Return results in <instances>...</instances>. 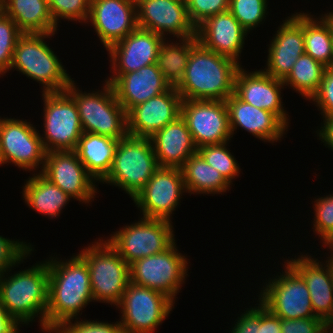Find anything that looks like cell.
Listing matches in <instances>:
<instances>
[{"instance_id": "816d5d0a", "label": "cell", "mask_w": 333, "mask_h": 333, "mask_svg": "<svg viewBox=\"0 0 333 333\" xmlns=\"http://www.w3.org/2000/svg\"><path fill=\"white\" fill-rule=\"evenodd\" d=\"M45 332L47 331L48 333H53V332H55V333H61L58 329H56V330H44Z\"/></svg>"}, {"instance_id": "60d3db41", "label": "cell", "mask_w": 333, "mask_h": 333, "mask_svg": "<svg viewBox=\"0 0 333 333\" xmlns=\"http://www.w3.org/2000/svg\"><path fill=\"white\" fill-rule=\"evenodd\" d=\"M186 4L189 19L196 28L207 18L229 10V0H189Z\"/></svg>"}, {"instance_id": "ba28073f", "label": "cell", "mask_w": 333, "mask_h": 333, "mask_svg": "<svg viewBox=\"0 0 333 333\" xmlns=\"http://www.w3.org/2000/svg\"><path fill=\"white\" fill-rule=\"evenodd\" d=\"M42 96L45 137L41 139L46 152L75 151L83 134L76 102L66 90Z\"/></svg>"}, {"instance_id": "9a60e30c", "label": "cell", "mask_w": 333, "mask_h": 333, "mask_svg": "<svg viewBox=\"0 0 333 333\" xmlns=\"http://www.w3.org/2000/svg\"><path fill=\"white\" fill-rule=\"evenodd\" d=\"M185 191L181 169L159 167L133 201L144 218L171 221V214Z\"/></svg>"}, {"instance_id": "7c38bea8", "label": "cell", "mask_w": 333, "mask_h": 333, "mask_svg": "<svg viewBox=\"0 0 333 333\" xmlns=\"http://www.w3.org/2000/svg\"><path fill=\"white\" fill-rule=\"evenodd\" d=\"M283 267L285 271L280 276L263 286L259 302L281 319L316 317L303 278L286 261Z\"/></svg>"}, {"instance_id": "484cf974", "label": "cell", "mask_w": 333, "mask_h": 333, "mask_svg": "<svg viewBox=\"0 0 333 333\" xmlns=\"http://www.w3.org/2000/svg\"><path fill=\"white\" fill-rule=\"evenodd\" d=\"M111 85L118 102L127 113L133 107L164 93L171 87L156 63L124 73Z\"/></svg>"}, {"instance_id": "ab89813d", "label": "cell", "mask_w": 333, "mask_h": 333, "mask_svg": "<svg viewBox=\"0 0 333 333\" xmlns=\"http://www.w3.org/2000/svg\"><path fill=\"white\" fill-rule=\"evenodd\" d=\"M34 251L31 244L18 242L0 236V275L6 271H11L12 267L21 262L23 259Z\"/></svg>"}, {"instance_id": "e0dca14e", "label": "cell", "mask_w": 333, "mask_h": 333, "mask_svg": "<svg viewBox=\"0 0 333 333\" xmlns=\"http://www.w3.org/2000/svg\"><path fill=\"white\" fill-rule=\"evenodd\" d=\"M163 38L150 30L137 27L122 40L111 45L109 52L113 72L106 82L112 84L120 75L139 70L157 62Z\"/></svg>"}, {"instance_id": "44dd1931", "label": "cell", "mask_w": 333, "mask_h": 333, "mask_svg": "<svg viewBox=\"0 0 333 333\" xmlns=\"http://www.w3.org/2000/svg\"><path fill=\"white\" fill-rule=\"evenodd\" d=\"M273 38L268 48L267 67L263 71L284 80L298 58L305 54L304 12L285 19Z\"/></svg>"}, {"instance_id": "5b68a950", "label": "cell", "mask_w": 333, "mask_h": 333, "mask_svg": "<svg viewBox=\"0 0 333 333\" xmlns=\"http://www.w3.org/2000/svg\"><path fill=\"white\" fill-rule=\"evenodd\" d=\"M158 168L151 139L127 135L119 139L111 169L101 182L118 186L133 200Z\"/></svg>"}, {"instance_id": "52a82bcc", "label": "cell", "mask_w": 333, "mask_h": 333, "mask_svg": "<svg viewBox=\"0 0 333 333\" xmlns=\"http://www.w3.org/2000/svg\"><path fill=\"white\" fill-rule=\"evenodd\" d=\"M97 241L78 255L88 266L94 301L118 306L130 282V265L107 240Z\"/></svg>"}, {"instance_id": "f35d334b", "label": "cell", "mask_w": 333, "mask_h": 333, "mask_svg": "<svg viewBox=\"0 0 333 333\" xmlns=\"http://www.w3.org/2000/svg\"><path fill=\"white\" fill-rule=\"evenodd\" d=\"M91 0H48L50 14L58 26L61 19L87 23Z\"/></svg>"}, {"instance_id": "4fadbf2b", "label": "cell", "mask_w": 333, "mask_h": 333, "mask_svg": "<svg viewBox=\"0 0 333 333\" xmlns=\"http://www.w3.org/2000/svg\"><path fill=\"white\" fill-rule=\"evenodd\" d=\"M181 117L197 148L232 138L225 100H182Z\"/></svg>"}, {"instance_id": "30bf717a", "label": "cell", "mask_w": 333, "mask_h": 333, "mask_svg": "<svg viewBox=\"0 0 333 333\" xmlns=\"http://www.w3.org/2000/svg\"><path fill=\"white\" fill-rule=\"evenodd\" d=\"M174 301L164 293L132 282L126 287L122 300L121 321L124 333H153L168 317Z\"/></svg>"}, {"instance_id": "11a10c76", "label": "cell", "mask_w": 333, "mask_h": 333, "mask_svg": "<svg viewBox=\"0 0 333 333\" xmlns=\"http://www.w3.org/2000/svg\"><path fill=\"white\" fill-rule=\"evenodd\" d=\"M179 1H182L184 3H187L189 0H179Z\"/></svg>"}, {"instance_id": "d4e9b609", "label": "cell", "mask_w": 333, "mask_h": 333, "mask_svg": "<svg viewBox=\"0 0 333 333\" xmlns=\"http://www.w3.org/2000/svg\"><path fill=\"white\" fill-rule=\"evenodd\" d=\"M225 102L232 137L239 126L264 142L274 143L287 131L288 127L274 113L245 103L234 93Z\"/></svg>"}, {"instance_id": "ee69618b", "label": "cell", "mask_w": 333, "mask_h": 333, "mask_svg": "<svg viewBox=\"0 0 333 333\" xmlns=\"http://www.w3.org/2000/svg\"><path fill=\"white\" fill-rule=\"evenodd\" d=\"M258 307H251L242 313L231 333H262V304Z\"/></svg>"}, {"instance_id": "9c48e42d", "label": "cell", "mask_w": 333, "mask_h": 333, "mask_svg": "<svg viewBox=\"0 0 333 333\" xmlns=\"http://www.w3.org/2000/svg\"><path fill=\"white\" fill-rule=\"evenodd\" d=\"M140 219L122 227L107 239L129 265L140 258L161 253L175 242L172 221Z\"/></svg>"}, {"instance_id": "2e32d148", "label": "cell", "mask_w": 333, "mask_h": 333, "mask_svg": "<svg viewBox=\"0 0 333 333\" xmlns=\"http://www.w3.org/2000/svg\"><path fill=\"white\" fill-rule=\"evenodd\" d=\"M40 173L82 203L91 202L97 193L95 179L87 172L75 151L46 152Z\"/></svg>"}, {"instance_id": "5bb4252c", "label": "cell", "mask_w": 333, "mask_h": 333, "mask_svg": "<svg viewBox=\"0 0 333 333\" xmlns=\"http://www.w3.org/2000/svg\"><path fill=\"white\" fill-rule=\"evenodd\" d=\"M0 148L5 164H15L25 171H34L40 164L42 171L46 150L39 131L27 120L0 118Z\"/></svg>"}, {"instance_id": "d6986e66", "label": "cell", "mask_w": 333, "mask_h": 333, "mask_svg": "<svg viewBox=\"0 0 333 333\" xmlns=\"http://www.w3.org/2000/svg\"><path fill=\"white\" fill-rule=\"evenodd\" d=\"M87 22L107 50L138 27L136 0H91Z\"/></svg>"}, {"instance_id": "1f68e13d", "label": "cell", "mask_w": 333, "mask_h": 333, "mask_svg": "<svg viewBox=\"0 0 333 333\" xmlns=\"http://www.w3.org/2000/svg\"><path fill=\"white\" fill-rule=\"evenodd\" d=\"M318 18L304 13L305 54L330 67L333 61V25L325 15Z\"/></svg>"}, {"instance_id": "f907efd6", "label": "cell", "mask_w": 333, "mask_h": 333, "mask_svg": "<svg viewBox=\"0 0 333 333\" xmlns=\"http://www.w3.org/2000/svg\"><path fill=\"white\" fill-rule=\"evenodd\" d=\"M324 15L333 25V12H329V13L327 12V14H324Z\"/></svg>"}, {"instance_id": "74e56055", "label": "cell", "mask_w": 333, "mask_h": 333, "mask_svg": "<svg viewBox=\"0 0 333 333\" xmlns=\"http://www.w3.org/2000/svg\"><path fill=\"white\" fill-rule=\"evenodd\" d=\"M314 227L323 244L329 247L333 242V194L317 198L314 201Z\"/></svg>"}, {"instance_id": "4316f807", "label": "cell", "mask_w": 333, "mask_h": 333, "mask_svg": "<svg viewBox=\"0 0 333 333\" xmlns=\"http://www.w3.org/2000/svg\"><path fill=\"white\" fill-rule=\"evenodd\" d=\"M150 139L159 167L181 169L198 150L181 116L158 130Z\"/></svg>"}, {"instance_id": "f546056e", "label": "cell", "mask_w": 333, "mask_h": 333, "mask_svg": "<svg viewBox=\"0 0 333 333\" xmlns=\"http://www.w3.org/2000/svg\"><path fill=\"white\" fill-rule=\"evenodd\" d=\"M24 185L22 194L26 205L49 218H57L71 198L40 172L34 173Z\"/></svg>"}, {"instance_id": "8fae6325", "label": "cell", "mask_w": 333, "mask_h": 333, "mask_svg": "<svg viewBox=\"0 0 333 333\" xmlns=\"http://www.w3.org/2000/svg\"><path fill=\"white\" fill-rule=\"evenodd\" d=\"M175 243L161 253L131 263L130 282L158 290L175 302V296L188 275L187 258L179 253Z\"/></svg>"}, {"instance_id": "d590c367", "label": "cell", "mask_w": 333, "mask_h": 333, "mask_svg": "<svg viewBox=\"0 0 333 333\" xmlns=\"http://www.w3.org/2000/svg\"><path fill=\"white\" fill-rule=\"evenodd\" d=\"M267 3V0H229V11L250 32L266 17Z\"/></svg>"}, {"instance_id": "836d02e7", "label": "cell", "mask_w": 333, "mask_h": 333, "mask_svg": "<svg viewBox=\"0 0 333 333\" xmlns=\"http://www.w3.org/2000/svg\"><path fill=\"white\" fill-rule=\"evenodd\" d=\"M326 67L314 60L310 55L303 54L293 65L291 72L283 80L285 86L299 92L305 100L318 92Z\"/></svg>"}, {"instance_id": "db71d44e", "label": "cell", "mask_w": 333, "mask_h": 333, "mask_svg": "<svg viewBox=\"0 0 333 333\" xmlns=\"http://www.w3.org/2000/svg\"><path fill=\"white\" fill-rule=\"evenodd\" d=\"M319 333H329L326 329V326Z\"/></svg>"}, {"instance_id": "681fc988", "label": "cell", "mask_w": 333, "mask_h": 333, "mask_svg": "<svg viewBox=\"0 0 333 333\" xmlns=\"http://www.w3.org/2000/svg\"><path fill=\"white\" fill-rule=\"evenodd\" d=\"M325 326L328 332L333 333V315L325 322Z\"/></svg>"}, {"instance_id": "f1b7e54d", "label": "cell", "mask_w": 333, "mask_h": 333, "mask_svg": "<svg viewBox=\"0 0 333 333\" xmlns=\"http://www.w3.org/2000/svg\"><path fill=\"white\" fill-rule=\"evenodd\" d=\"M118 141L87 132L80 137L75 152L96 182H101L109 173Z\"/></svg>"}, {"instance_id": "7402d4cb", "label": "cell", "mask_w": 333, "mask_h": 333, "mask_svg": "<svg viewBox=\"0 0 333 333\" xmlns=\"http://www.w3.org/2000/svg\"><path fill=\"white\" fill-rule=\"evenodd\" d=\"M284 86L283 80L263 70L248 72L240 67L235 77L234 94L245 103L274 113L288 127V114L280 94Z\"/></svg>"}, {"instance_id": "e575fe53", "label": "cell", "mask_w": 333, "mask_h": 333, "mask_svg": "<svg viewBox=\"0 0 333 333\" xmlns=\"http://www.w3.org/2000/svg\"><path fill=\"white\" fill-rule=\"evenodd\" d=\"M227 143L204 145L199 147L197 152L232 184V180L239 175L240 168L230 150H227Z\"/></svg>"}, {"instance_id": "4dcf8cb0", "label": "cell", "mask_w": 333, "mask_h": 333, "mask_svg": "<svg viewBox=\"0 0 333 333\" xmlns=\"http://www.w3.org/2000/svg\"><path fill=\"white\" fill-rule=\"evenodd\" d=\"M181 170L186 193L215 195L222 194L230 188L231 184L198 152L186 160Z\"/></svg>"}, {"instance_id": "603a6c76", "label": "cell", "mask_w": 333, "mask_h": 333, "mask_svg": "<svg viewBox=\"0 0 333 333\" xmlns=\"http://www.w3.org/2000/svg\"><path fill=\"white\" fill-rule=\"evenodd\" d=\"M327 258L325 266L307 254L286 260L303 278L310 293L314 315L324 322L333 315V257Z\"/></svg>"}, {"instance_id": "b9f144b4", "label": "cell", "mask_w": 333, "mask_h": 333, "mask_svg": "<svg viewBox=\"0 0 333 333\" xmlns=\"http://www.w3.org/2000/svg\"><path fill=\"white\" fill-rule=\"evenodd\" d=\"M65 322L58 330L61 333H124L121 324L102 321L75 320Z\"/></svg>"}, {"instance_id": "c3c4849f", "label": "cell", "mask_w": 333, "mask_h": 333, "mask_svg": "<svg viewBox=\"0 0 333 333\" xmlns=\"http://www.w3.org/2000/svg\"><path fill=\"white\" fill-rule=\"evenodd\" d=\"M323 125L318 129L319 140L333 150V115L323 116Z\"/></svg>"}, {"instance_id": "6da1fadb", "label": "cell", "mask_w": 333, "mask_h": 333, "mask_svg": "<svg viewBox=\"0 0 333 333\" xmlns=\"http://www.w3.org/2000/svg\"><path fill=\"white\" fill-rule=\"evenodd\" d=\"M54 258L47 260L49 292L45 330H56L67 321L79 319L80 311L94 301L86 262L78 254L68 261Z\"/></svg>"}, {"instance_id": "ac0fdd59", "label": "cell", "mask_w": 333, "mask_h": 333, "mask_svg": "<svg viewBox=\"0 0 333 333\" xmlns=\"http://www.w3.org/2000/svg\"><path fill=\"white\" fill-rule=\"evenodd\" d=\"M138 27L150 30L163 38L165 34L178 39L196 36L187 4L179 0H136Z\"/></svg>"}, {"instance_id": "7dc6e473", "label": "cell", "mask_w": 333, "mask_h": 333, "mask_svg": "<svg viewBox=\"0 0 333 333\" xmlns=\"http://www.w3.org/2000/svg\"><path fill=\"white\" fill-rule=\"evenodd\" d=\"M19 323L11 317L0 298V333H19Z\"/></svg>"}, {"instance_id": "3957f363", "label": "cell", "mask_w": 333, "mask_h": 333, "mask_svg": "<svg viewBox=\"0 0 333 333\" xmlns=\"http://www.w3.org/2000/svg\"><path fill=\"white\" fill-rule=\"evenodd\" d=\"M7 272L0 275V298L7 313L19 324L28 325L35 317H39L42 331L45 330L49 292L48 261L36 263L11 276L6 275L8 278L5 277Z\"/></svg>"}, {"instance_id": "7a4b0ae2", "label": "cell", "mask_w": 333, "mask_h": 333, "mask_svg": "<svg viewBox=\"0 0 333 333\" xmlns=\"http://www.w3.org/2000/svg\"><path fill=\"white\" fill-rule=\"evenodd\" d=\"M240 65L197 41L191 47L185 74L176 90L182 100H226L234 93Z\"/></svg>"}, {"instance_id": "83f0119b", "label": "cell", "mask_w": 333, "mask_h": 333, "mask_svg": "<svg viewBox=\"0 0 333 333\" xmlns=\"http://www.w3.org/2000/svg\"><path fill=\"white\" fill-rule=\"evenodd\" d=\"M1 10L23 33H55L58 26L50 14L48 0H1Z\"/></svg>"}, {"instance_id": "7bdbcfd3", "label": "cell", "mask_w": 333, "mask_h": 333, "mask_svg": "<svg viewBox=\"0 0 333 333\" xmlns=\"http://www.w3.org/2000/svg\"><path fill=\"white\" fill-rule=\"evenodd\" d=\"M323 116L333 115V67H326L318 92L311 98ZM316 102V103H315Z\"/></svg>"}, {"instance_id": "f6af8a7d", "label": "cell", "mask_w": 333, "mask_h": 333, "mask_svg": "<svg viewBox=\"0 0 333 333\" xmlns=\"http://www.w3.org/2000/svg\"><path fill=\"white\" fill-rule=\"evenodd\" d=\"M325 322L318 317L281 319V333H319Z\"/></svg>"}, {"instance_id": "cb8c5ba5", "label": "cell", "mask_w": 333, "mask_h": 333, "mask_svg": "<svg viewBox=\"0 0 333 333\" xmlns=\"http://www.w3.org/2000/svg\"><path fill=\"white\" fill-rule=\"evenodd\" d=\"M247 33L229 10L207 18L196 28L197 40L204 48L237 63Z\"/></svg>"}, {"instance_id": "f5cc1de1", "label": "cell", "mask_w": 333, "mask_h": 333, "mask_svg": "<svg viewBox=\"0 0 333 333\" xmlns=\"http://www.w3.org/2000/svg\"><path fill=\"white\" fill-rule=\"evenodd\" d=\"M4 160L2 158V154H1V148H0V165H4Z\"/></svg>"}, {"instance_id": "d6a6232c", "label": "cell", "mask_w": 333, "mask_h": 333, "mask_svg": "<svg viewBox=\"0 0 333 333\" xmlns=\"http://www.w3.org/2000/svg\"><path fill=\"white\" fill-rule=\"evenodd\" d=\"M179 43L162 42L157 57V66L165 80L176 87L183 79L191 53V47L198 41L197 36L178 40ZM166 42V43H165Z\"/></svg>"}, {"instance_id": "8d00e7d4", "label": "cell", "mask_w": 333, "mask_h": 333, "mask_svg": "<svg viewBox=\"0 0 333 333\" xmlns=\"http://www.w3.org/2000/svg\"><path fill=\"white\" fill-rule=\"evenodd\" d=\"M23 32L16 23L0 11V74L3 75L10 70L13 52L19 37ZM0 75V76H1Z\"/></svg>"}, {"instance_id": "ffe728a7", "label": "cell", "mask_w": 333, "mask_h": 333, "mask_svg": "<svg viewBox=\"0 0 333 333\" xmlns=\"http://www.w3.org/2000/svg\"><path fill=\"white\" fill-rule=\"evenodd\" d=\"M182 97L171 86L167 91L133 107L127 113L128 135L151 138L181 116Z\"/></svg>"}, {"instance_id": "bcb514c9", "label": "cell", "mask_w": 333, "mask_h": 333, "mask_svg": "<svg viewBox=\"0 0 333 333\" xmlns=\"http://www.w3.org/2000/svg\"><path fill=\"white\" fill-rule=\"evenodd\" d=\"M281 318L262 305V333H281Z\"/></svg>"}, {"instance_id": "8992f818", "label": "cell", "mask_w": 333, "mask_h": 333, "mask_svg": "<svg viewBox=\"0 0 333 333\" xmlns=\"http://www.w3.org/2000/svg\"><path fill=\"white\" fill-rule=\"evenodd\" d=\"M103 85L101 92L83 93L76 89L73 80L65 90L76 102L83 132L116 140L125 138L128 135L127 112L118 102L112 85L106 81Z\"/></svg>"}, {"instance_id": "277c9868", "label": "cell", "mask_w": 333, "mask_h": 333, "mask_svg": "<svg viewBox=\"0 0 333 333\" xmlns=\"http://www.w3.org/2000/svg\"><path fill=\"white\" fill-rule=\"evenodd\" d=\"M55 33H23L15 46L10 70L15 68L27 78L43 85V93L64 91L71 76L44 41Z\"/></svg>"}]
</instances>
